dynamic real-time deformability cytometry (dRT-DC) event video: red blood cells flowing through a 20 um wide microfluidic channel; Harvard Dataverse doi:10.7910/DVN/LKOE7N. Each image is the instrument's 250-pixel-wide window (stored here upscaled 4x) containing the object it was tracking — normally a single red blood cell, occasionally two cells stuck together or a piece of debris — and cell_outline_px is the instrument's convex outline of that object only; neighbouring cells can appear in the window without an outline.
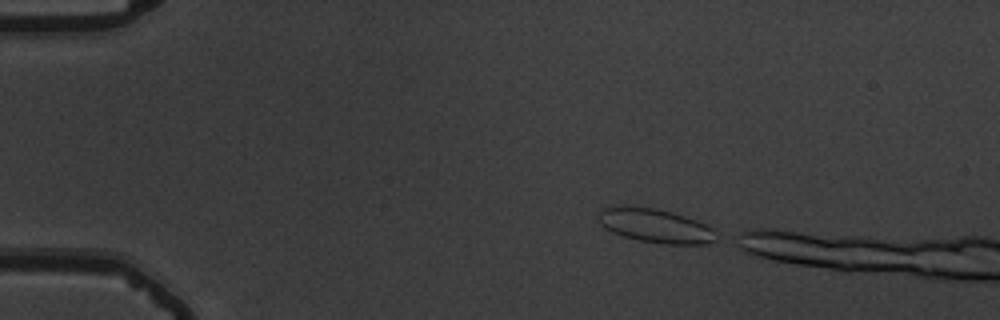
{"species": "common noctule bat (a hibernating species)", "species_latin": "Nyctalus noctula", "temperature_condition": "warm", "stored_images_in_passage": 5, "camera_frame_rate_fps": 3000, "um_per_image_px": 0.085, "animal": {"sex": "male", "body_mass_g": 19.5, "forearm_length_mm": 54.6}, "frame": {"image": 1, "passage_image": 1, "time_ms": 0.0, "image_size_px": [1000, 320], "cell_outline_px": [[716, 240], [708, 244], [664, 244], [640, 240], [624, 236], [612, 232], [604, 228], [596, 220], [596, 212], [600, 208], [628, 204], [656, 208], [672, 212], [696, 220], [712, 228]], "centroid_in_image_um": [55.59, 19.15], "position_along_channel_um": 29.4, "area_um2": 23.76}}